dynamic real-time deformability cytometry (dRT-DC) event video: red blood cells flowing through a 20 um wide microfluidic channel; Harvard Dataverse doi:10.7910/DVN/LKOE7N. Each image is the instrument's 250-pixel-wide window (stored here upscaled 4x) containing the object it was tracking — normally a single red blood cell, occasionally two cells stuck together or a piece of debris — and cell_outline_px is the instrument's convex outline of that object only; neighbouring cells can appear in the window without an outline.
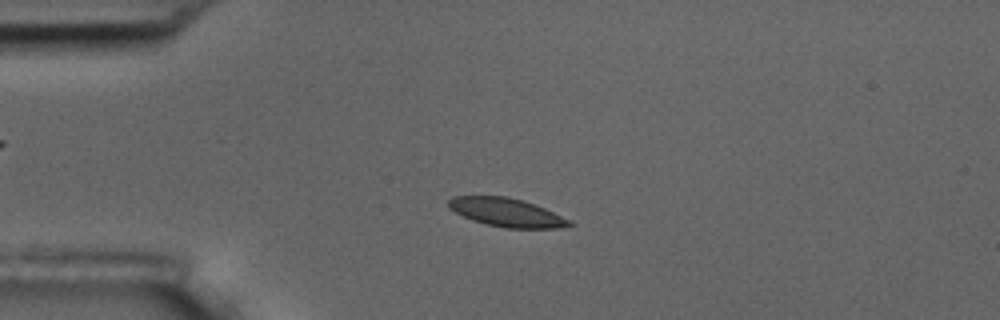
{"species": "common noctule bat (a hibernating species)", "species_latin": "Nyctalus noctula", "temperature_condition": "room temperature", "stored_images_in_passage": 4, "camera_frame_rate_fps": 3000, "um_per_image_px": 0.085, "animal": {"sex": "male", "body_mass_g": 17.5, "forearm_length_mm": 52.3}, "frame": {"image": 1, "passage_image": 2, "time_ms": 1.333, "image_size_px": [1000, 320], "cell_outline_px": [[576, 224], [556, 228], [504, 228], [484, 224], [472, 220], [448, 208], [448, 200], [452, 196], [508, 196], [524, 200], [544, 208], [572, 220]], "centroid_in_image_um": [43.07, 18.05], "position_along_channel_um": 41.9, "area_um2": 20.23}}